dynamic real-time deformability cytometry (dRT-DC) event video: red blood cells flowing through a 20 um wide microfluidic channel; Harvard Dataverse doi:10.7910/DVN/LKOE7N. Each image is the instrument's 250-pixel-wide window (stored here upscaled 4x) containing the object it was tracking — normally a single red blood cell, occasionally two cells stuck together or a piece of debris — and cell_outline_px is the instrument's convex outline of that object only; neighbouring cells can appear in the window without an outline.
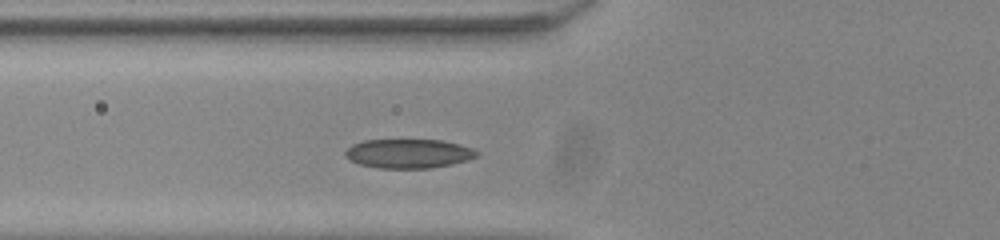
{"species": "common noctule bat (a hibernating species)", "species_latin": "Nyctalus noctula", "temperature_condition": "room temperature", "stored_images_in_passage": 35, "camera_frame_rate_fps": 3000, "um_per_image_px": 0.085, "animal": {"sex": "male", "body_mass_g": 20.0, "forearm_length_mm": 53.3}, "frame": {"image": 1, "passage_image": 2, "time_ms": 0.333, "image_size_px": [1000, 240], "cell_outline_px": [[480, 156], [468, 160], [452, 164], [432, 168], [380, 168], [360, 164], [348, 160], [344, 156], [344, 152], [352, 144], [364, 140], [444, 140], [460, 144], [472, 148], [480, 152]], "centroid_in_image_um": [34.75, 13.05], "position_along_channel_um": 91.0, "area_um2": 22.6}}
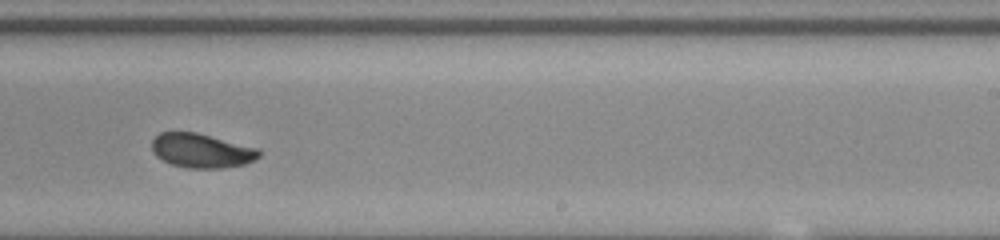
{"frame": {"image": 2, "passage_image": 16, "time_ms": 5.0, "image_size_px": [1000, 240], "cell_outline_px": [[260, 156], [244, 164], [224, 168], [184, 168], [172, 164], [156, 156], [152, 152], [152, 140], [160, 132], [196, 132], [260, 148]], "centroid_in_image_um": [17.13, 12.8], "position_along_channel_um": 271.9, "area_um2": 21.44}}
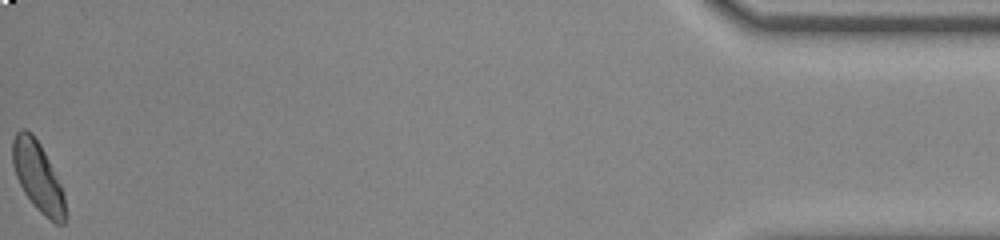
{"frame": {"image": 3, "passage_image": 35, "time_ms": 11.333, "image_size_px": [1000, 240], "cell_outline_px": [[64, 224], [56, 224], [44, 216], [36, 208], [24, 192], [16, 176], [12, 164], [12, 140], [16, 132], [20, 128], [24, 128], [32, 132], [40, 144], [64, 192]], "centroid_in_image_um": [3.18, 14.98], "position_along_channel_um": 432.0, "area_um2": 21.15}, "authors_computed_cell_mechanics": {"area_um2": 21.7906, "velocity_mm_per_s": 3.8772, "shape_relaxation_time_tau1_ms": 2.8079, "shape_relaxation_time_tau2_ms": 1.0471, "deformation_change_tau1": 0.121, "deformation_change_tau2": 0.0459}}